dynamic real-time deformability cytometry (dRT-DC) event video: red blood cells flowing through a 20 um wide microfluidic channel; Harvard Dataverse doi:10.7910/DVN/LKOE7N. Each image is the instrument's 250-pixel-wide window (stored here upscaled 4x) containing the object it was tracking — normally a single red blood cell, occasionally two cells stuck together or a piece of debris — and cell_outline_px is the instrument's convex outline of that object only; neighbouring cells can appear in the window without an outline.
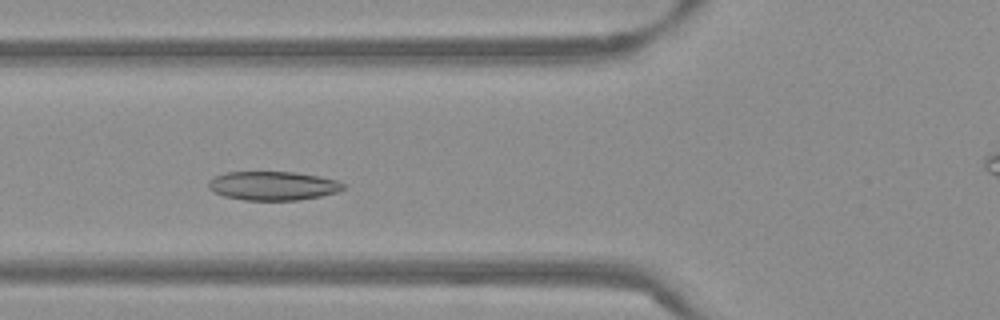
{"species": "Egyptian fruit bat (a non-hibernating species)", "species_latin": "Rousettus aegyptiacus", "temperature_condition": "warm", "stored_images_in_passage": 48, "camera_frame_rate_fps": 3000, "um_per_image_px": 0.085, "frame": {"image": 1, "passage_image": 14, "time_ms": 4.333, "image_size_px": [1000, 320], "cell_outline_px": [[348, 188], [336, 192], [320, 196], [300, 200], [244, 200], [224, 196], [212, 192], [208, 188], [208, 180], [224, 172], [296, 172], [336, 180], [348, 184]], "centroid_in_image_um": [23.21, 15.79], "position_along_channel_um": 102.6, "area_um2": 22.89}}
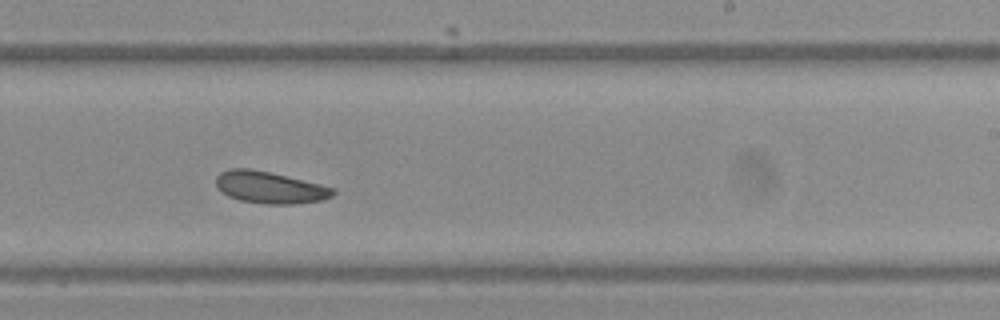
{"frame": {"image": 2, "passage_image": 27, "time_ms": 8.667, "image_size_px": [1000, 320], "cell_outline_px": [[336, 192], [332, 196], [324, 200], [292, 204], [264, 204], [240, 200], [228, 196], [220, 192], [216, 188], [216, 176], [220, 172], [228, 168], [248, 168], [268, 172], [320, 184], [336, 188]], "centroid_in_image_um": [22.91, 15.94], "position_along_channel_um": 266.1, "area_um2": 21.85}}
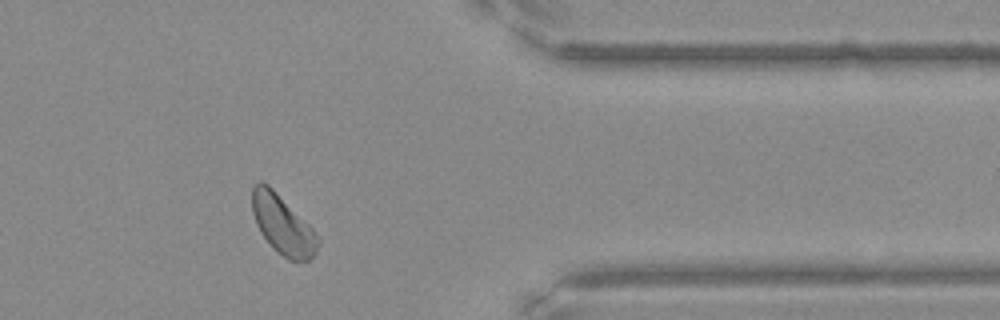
{"frame": {"image": 3, "passage_image": 38, "time_ms": 12.333, "image_size_px": [1000, 320], "cell_outline_px": [[320, 244], [316, 252], [308, 260], [288, 260], [276, 252], [272, 248], [260, 232], [256, 224], [252, 212], [252, 188], [260, 180], [268, 184], [312, 228], [320, 240]], "centroid_in_image_um": [24.01, 19.12], "position_along_channel_um": 387.4, "area_um2": 22.48}, "authors_computed_cell_mechanics": {"area_um2": 22.3686, "velocity_mm_per_s": 3.7715, "shape_relaxation_time_tau1_ms": null, "shape_relaxation_time_tau2_ms": 4.0494, "deformation_change_tau1": null, "deformation_change_tau2": 0.0955}}